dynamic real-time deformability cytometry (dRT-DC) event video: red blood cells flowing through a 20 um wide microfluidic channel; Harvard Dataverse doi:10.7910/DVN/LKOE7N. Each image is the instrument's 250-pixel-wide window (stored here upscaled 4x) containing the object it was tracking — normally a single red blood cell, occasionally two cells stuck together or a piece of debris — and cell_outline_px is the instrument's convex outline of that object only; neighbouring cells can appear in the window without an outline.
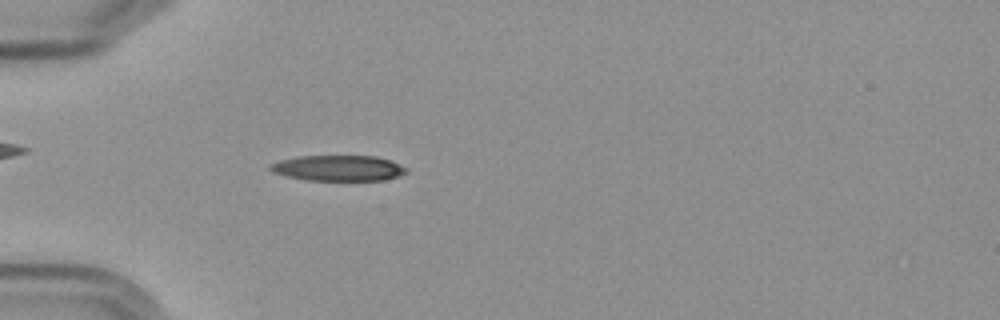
{"species": "Egyptian fruit bat (a non-hibernating species)", "species_latin": "Rousettus aegyptiacus", "temperature_condition": "cold", "stored_images_in_passage": 5, "camera_frame_rate_fps": 3000, "um_per_image_px": 0.085, "frame": {"image": 1, "passage_image": 5, "time_ms": 5.667, "image_size_px": [1000, 320], "cell_outline_px": [[408, 172], [384, 180], [304, 180], [272, 172], [268, 168], [268, 164], [280, 160], [296, 156], [376, 156], [388, 160], [408, 168]], "centroid_in_image_um": [28.71, 14.28], "position_along_channel_um": 56.3, "area_um2": 20.29}}